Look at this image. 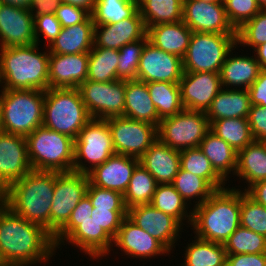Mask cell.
I'll return each instance as SVG.
<instances>
[{"instance_id":"5b68a950","label":"cell","mask_w":266,"mask_h":266,"mask_svg":"<svg viewBox=\"0 0 266 266\" xmlns=\"http://www.w3.org/2000/svg\"><path fill=\"white\" fill-rule=\"evenodd\" d=\"M1 131L26 137L43 125L45 91L1 89Z\"/></svg>"},{"instance_id":"c3c4849f","label":"cell","mask_w":266,"mask_h":266,"mask_svg":"<svg viewBox=\"0 0 266 266\" xmlns=\"http://www.w3.org/2000/svg\"><path fill=\"white\" fill-rule=\"evenodd\" d=\"M86 195L89 197L93 208L127 211L123 195L117 191L100 188L89 183Z\"/></svg>"},{"instance_id":"74e56055","label":"cell","mask_w":266,"mask_h":266,"mask_svg":"<svg viewBox=\"0 0 266 266\" xmlns=\"http://www.w3.org/2000/svg\"><path fill=\"white\" fill-rule=\"evenodd\" d=\"M119 50L93 47L89 52L87 80L111 82L117 79Z\"/></svg>"},{"instance_id":"7bdbcfd3","label":"cell","mask_w":266,"mask_h":266,"mask_svg":"<svg viewBox=\"0 0 266 266\" xmlns=\"http://www.w3.org/2000/svg\"><path fill=\"white\" fill-rule=\"evenodd\" d=\"M227 255L266 253V237L239 226L224 243Z\"/></svg>"},{"instance_id":"8d00e7d4","label":"cell","mask_w":266,"mask_h":266,"mask_svg":"<svg viewBox=\"0 0 266 266\" xmlns=\"http://www.w3.org/2000/svg\"><path fill=\"white\" fill-rule=\"evenodd\" d=\"M147 88L160 119L174 116L184 109L179 83L148 82Z\"/></svg>"},{"instance_id":"e0dca14e","label":"cell","mask_w":266,"mask_h":266,"mask_svg":"<svg viewBox=\"0 0 266 266\" xmlns=\"http://www.w3.org/2000/svg\"><path fill=\"white\" fill-rule=\"evenodd\" d=\"M182 21L192 32L236 34L223 3L183 0Z\"/></svg>"},{"instance_id":"2e32d148","label":"cell","mask_w":266,"mask_h":266,"mask_svg":"<svg viewBox=\"0 0 266 266\" xmlns=\"http://www.w3.org/2000/svg\"><path fill=\"white\" fill-rule=\"evenodd\" d=\"M127 217L161 242L169 251L175 248L179 232L183 229L174 217L156 209L151 204H141L127 209Z\"/></svg>"},{"instance_id":"1f68e13d","label":"cell","mask_w":266,"mask_h":266,"mask_svg":"<svg viewBox=\"0 0 266 266\" xmlns=\"http://www.w3.org/2000/svg\"><path fill=\"white\" fill-rule=\"evenodd\" d=\"M199 149L225 181H227L231 172L235 174L237 152L222 138L209 131L199 144Z\"/></svg>"},{"instance_id":"4fadbf2b","label":"cell","mask_w":266,"mask_h":266,"mask_svg":"<svg viewBox=\"0 0 266 266\" xmlns=\"http://www.w3.org/2000/svg\"><path fill=\"white\" fill-rule=\"evenodd\" d=\"M87 174L56 172L54 197L50 210V234L54 236L69 220L71 212L86 195Z\"/></svg>"},{"instance_id":"ab89813d","label":"cell","mask_w":266,"mask_h":266,"mask_svg":"<svg viewBox=\"0 0 266 266\" xmlns=\"http://www.w3.org/2000/svg\"><path fill=\"white\" fill-rule=\"evenodd\" d=\"M138 11V0H96L90 14L94 25H106L131 18Z\"/></svg>"},{"instance_id":"db71d44e","label":"cell","mask_w":266,"mask_h":266,"mask_svg":"<svg viewBox=\"0 0 266 266\" xmlns=\"http://www.w3.org/2000/svg\"><path fill=\"white\" fill-rule=\"evenodd\" d=\"M255 141L266 137V107L252 105L247 117Z\"/></svg>"},{"instance_id":"30bf717a","label":"cell","mask_w":266,"mask_h":266,"mask_svg":"<svg viewBox=\"0 0 266 266\" xmlns=\"http://www.w3.org/2000/svg\"><path fill=\"white\" fill-rule=\"evenodd\" d=\"M209 131L206 113L187 109L161 119L157 127L158 140L179 151L199 147Z\"/></svg>"},{"instance_id":"ee69618b","label":"cell","mask_w":266,"mask_h":266,"mask_svg":"<svg viewBox=\"0 0 266 266\" xmlns=\"http://www.w3.org/2000/svg\"><path fill=\"white\" fill-rule=\"evenodd\" d=\"M147 41L148 36L146 35L143 39L128 43L119 49L117 79L132 80L137 78L141 53Z\"/></svg>"},{"instance_id":"60d3db41","label":"cell","mask_w":266,"mask_h":266,"mask_svg":"<svg viewBox=\"0 0 266 266\" xmlns=\"http://www.w3.org/2000/svg\"><path fill=\"white\" fill-rule=\"evenodd\" d=\"M157 185L155 178L139 163L134 169L127 190L123 195L126 208L150 204Z\"/></svg>"},{"instance_id":"484cf974","label":"cell","mask_w":266,"mask_h":266,"mask_svg":"<svg viewBox=\"0 0 266 266\" xmlns=\"http://www.w3.org/2000/svg\"><path fill=\"white\" fill-rule=\"evenodd\" d=\"M236 47L237 45L228 53L224 64L221 66L219 72L221 84L226 89H231L234 86V89L238 87L239 89H248L262 69L254 56L231 55Z\"/></svg>"},{"instance_id":"f907efd6","label":"cell","mask_w":266,"mask_h":266,"mask_svg":"<svg viewBox=\"0 0 266 266\" xmlns=\"http://www.w3.org/2000/svg\"><path fill=\"white\" fill-rule=\"evenodd\" d=\"M127 211H109L103 208H93L91 218L114 239Z\"/></svg>"},{"instance_id":"277c9868","label":"cell","mask_w":266,"mask_h":266,"mask_svg":"<svg viewBox=\"0 0 266 266\" xmlns=\"http://www.w3.org/2000/svg\"><path fill=\"white\" fill-rule=\"evenodd\" d=\"M38 44L0 48V86L2 89H49V51ZM40 51V52H38ZM4 84V85H2Z\"/></svg>"},{"instance_id":"cb8c5ba5","label":"cell","mask_w":266,"mask_h":266,"mask_svg":"<svg viewBox=\"0 0 266 266\" xmlns=\"http://www.w3.org/2000/svg\"><path fill=\"white\" fill-rule=\"evenodd\" d=\"M139 163L155 178L158 184L173 183L180 169V151L157 139L139 158Z\"/></svg>"},{"instance_id":"ac0fdd59","label":"cell","mask_w":266,"mask_h":266,"mask_svg":"<svg viewBox=\"0 0 266 266\" xmlns=\"http://www.w3.org/2000/svg\"><path fill=\"white\" fill-rule=\"evenodd\" d=\"M179 87L184 109L206 112L222 84L219 73L183 72Z\"/></svg>"},{"instance_id":"9f6ffc18","label":"cell","mask_w":266,"mask_h":266,"mask_svg":"<svg viewBox=\"0 0 266 266\" xmlns=\"http://www.w3.org/2000/svg\"><path fill=\"white\" fill-rule=\"evenodd\" d=\"M252 105L266 107V71L262 70L257 79L248 88Z\"/></svg>"},{"instance_id":"5bb4252c","label":"cell","mask_w":266,"mask_h":266,"mask_svg":"<svg viewBox=\"0 0 266 266\" xmlns=\"http://www.w3.org/2000/svg\"><path fill=\"white\" fill-rule=\"evenodd\" d=\"M182 58L146 42L139 61L137 80L179 83L183 75Z\"/></svg>"},{"instance_id":"d4e9b609","label":"cell","mask_w":266,"mask_h":266,"mask_svg":"<svg viewBox=\"0 0 266 266\" xmlns=\"http://www.w3.org/2000/svg\"><path fill=\"white\" fill-rule=\"evenodd\" d=\"M64 240L93 259L109 255L113 247V239L92 218L78 221V226Z\"/></svg>"},{"instance_id":"3957f363","label":"cell","mask_w":266,"mask_h":266,"mask_svg":"<svg viewBox=\"0 0 266 266\" xmlns=\"http://www.w3.org/2000/svg\"><path fill=\"white\" fill-rule=\"evenodd\" d=\"M241 190H216L205 202L193 207L191 227L195 237L224 244L240 226Z\"/></svg>"},{"instance_id":"9a60e30c","label":"cell","mask_w":266,"mask_h":266,"mask_svg":"<svg viewBox=\"0 0 266 266\" xmlns=\"http://www.w3.org/2000/svg\"><path fill=\"white\" fill-rule=\"evenodd\" d=\"M31 170L26 138L0 131V194Z\"/></svg>"},{"instance_id":"8992f818","label":"cell","mask_w":266,"mask_h":266,"mask_svg":"<svg viewBox=\"0 0 266 266\" xmlns=\"http://www.w3.org/2000/svg\"><path fill=\"white\" fill-rule=\"evenodd\" d=\"M91 119L78 88H49L45 91L44 127L75 140Z\"/></svg>"},{"instance_id":"52a82bcc","label":"cell","mask_w":266,"mask_h":266,"mask_svg":"<svg viewBox=\"0 0 266 266\" xmlns=\"http://www.w3.org/2000/svg\"><path fill=\"white\" fill-rule=\"evenodd\" d=\"M25 138L32 170L73 171L74 139L43 125Z\"/></svg>"},{"instance_id":"11a10c76","label":"cell","mask_w":266,"mask_h":266,"mask_svg":"<svg viewBox=\"0 0 266 266\" xmlns=\"http://www.w3.org/2000/svg\"><path fill=\"white\" fill-rule=\"evenodd\" d=\"M226 266H266V253L227 255Z\"/></svg>"},{"instance_id":"e575fe53","label":"cell","mask_w":266,"mask_h":266,"mask_svg":"<svg viewBox=\"0 0 266 266\" xmlns=\"http://www.w3.org/2000/svg\"><path fill=\"white\" fill-rule=\"evenodd\" d=\"M210 131L227 142L236 152L254 141L247 118H224L212 121Z\"/></svg>"},{"instance_id":"f1b7e54d","label":"cell","mask_w":266,"mask_h":266,"mask_svg":"<svg viewBox=\"0 0 266 266\" xmlns=\"http://www.w3.org/2000/svg\"><path fill=\"white\" fill-rule=\"evenodd\" d=\"M123 117L144 121L158 127L161 119L150 97L147 83L137 79L126 80Z\"/></svg>"},{"instance_id":"44dd1931","label":"cell","mask_w":266,"mask_h":266,"mask_svg":"<svg viewBox=\"0 0 266 266\" xmlns=\"http://www.w3.org/2000/svg\"><path fill=\"white\" fill-rule=\"evenodd\" d=\"M114 246L128 255L127 257L154 258L170 254V251L157 239L133 223L127 216L113 239Z\"/></svg>"},{"instance_id":"7c38bea8","label":"cell","mask_w":266,"mask_h":266,"mask_svg":"<svg viewBox=\"0 0 266 266\" xmlns=\"http://www.w3.org/2000/svg\"><path fill=\"white\" fill-rule=\"evenodd\" d=\"M116 154L139 159L158 139L157 126L123 116L105 119Z\"/></svg>"},{"instance_id":"6125c7cd","label":"cell","mask_w":266,"mask_h":266,"mask_svg":"<svg viewBox=\"0 0 266 266\" xmlns=\"http://www.w3.org/2000/svg\"><path fill=\"white\" fill-rule=\"evenodd\" d=\"M31 1L32 0H0V3L28 9Z\"/></svg>"},{"instance_id":"8fae6325","label":"cell","mask_w":266,"mask_h":266,"mask_svg":"<svg viewBox=\"0 0 266 266\" xmlns=\"http://www.w3.org/2000/svg\"><path fill=\"white\" fill-rule=\"evenodd\" d=\"M126 80L94 82L86 80L79 87L82 101L93 119L124 116Z\"/></svg>"},{"instance_id":"680465c9","label":"cell","mask_w":266,"mask_h":266,"mask_svg":"<svg viewBox=\"0 0 266 266\" xmlns=\"http://www.w3.org/2000/svg\"><path fill=\"white\" fill-rule=\"evenodd\" d=\"M245 192L256 202L266 207V180L256 182Z\"/></svg>"},{"instance_id":"d590c367","label":"cell","mask_w":266,"mask_h":266,"mask_svg":"<svg viewBox=\"0 0 266 266\" xmlns=\"http://www.w3.org/2000/svg\"><path fill=\"white\" fill-rule=\"evenodd\" d=\"M150 204L165 214L174 217L181 225H185L184 220H187L189 225L191 224L192 210L188 213L189 206L187 202L177 192L172 183L158 184Z\"/></svg>"},{"instance_id":"6f0895ef","label":"cell","mask_w":266,"mask_h":266,"mask_svg":"<svg viewBox=\"0 0 266 266\" xmlns=\"http://www.w3.org/2000/svg\"><path fill=\"white\" fill-rule=\"evenodd\" d=\"M60 3V0H32L28 10L33 17L45 14H55Z\"/></svg>"},{"instance_id":"b9f144b4","label":"cell","mask_w":266,"mask_h":266,"mask_svg":"<svg viewBox=\"0 0 266 266\" xmlns=\"http://www.w3.org/2000/svg\"><path fill=\"white\" fill-rule=\"evenodd\" d=\"M172 184L186 202L196 198L194 207L205 202L216 191L204 178L181 168Z\"/></svg>"},{"instance_id":"e7e4bbea","label":"cell","mask_w":266,"mask_h":266,"mask_svg":"<svg viewBox=\"0 0 266 266\" xmlns=\"http://www.w3.org/2000/svg\"><path fill=\"white\" fill-rule=\"evenodd\" d=\"M197 1H204L209 3H223V0H197Z\"/></svg>"},{"instance_id":"ba28073f","label":"cell","mask_w":266,"mask_h":266,"mask_svg":"<svg viewBox=\"0 0 266 266\" xmlns=\"http://www.w3.org/2000/svg\"><path fill=\"white\" fill-rule=\"evenodd\" d=\"M236 45V34L193 32L182 58L183 71L219 73L228 53Z\"/></svg>"},{"instance_id":"836d02e7","label":"cell","mask_w":266,"mask_h":266,"mask_svg":"<svg viewBox=\"0 0 266 266\" xmlns=\"http://www.w3.org/2000/svg\"><path fill=\"white\" fill-rule=\"evenodd\" d=\"M194 239L185 247V260L181 266H226L227 253L224 244L198 237Z\"/></svg>"},{"instance_id":"f6af8a7d","label":"cell","mask_w":266,"mask_h":266,"mask_svg":"<svg viewBox=\"0 0 266 266\" xmlns=\"http://www.w3.org/2000/svg\"><path fill=\"white\" fill-rule=\"evenodd\" d=\"M240 226L266 237V207L241 191Z\"/></svg>"},{"instance_id":"681fc988","label":"cell","mask_w":266,"mask_h":266,"mask_svg":"<svg viewBox=\"0 0 266 266\" xmlns=\"http://www.w3.org/2000/svg\"><path fill=\"white\" fill-rule=\"evenodd\" d=\"M92 211V203L89 197L85 195L71 212L68 222L53 236L55 247L60 248L61 244L65 243L64 239L78 226V221L91 218Z\"/></svg>"},{"instance_id":"91938a15","label":"cell","mask_w":266,"mask_h":266,"mask_svg":"<svg viewBox=\"0 0 266 266\" xmlns=\"http://www.w3.org/2000/svg\"><path fill=\"white\" fill-rule=\"evenodd\" d=\"M60 2L82 7L91 13L96 0H60Z\"/></svg>"},{"instance_id":"6da1fadb","label":"cell","mask_w":266,"mask_h":266,"mask_svg":"<svg viewBox=\"0 0 266 266\" xmlns=\"http://www.w3.org/2000/svg\"><path fill=\"white\" fill-rule=\"evenodd\" d=\"M55 250L47 230L15 214L0 200V255L6 266L46 263Z\"/></svg>"},{"instance_id":"4dcf8cb0","label":"cell","mask_w":266,"mask_h":266,"mask_svg":"<svg viewBox=\"0 0 266 266\" xmlns=\"http://www.w3.org/2000/svg\"><path fill=\"white\" fill-rule=\"evenodd\" d=\"M247 184L246 191L256 182L266 180V149L261 141H253L237 152V167L235 174Z\"/></svg>"},{"instance_id":"83f0119b","label":"cell","mask_w":266,"mask_h":266,"mask_svg":"<svg viewBox=\"0 0 266 266\" xmlns=\"http://www.w3.org/2000/svg\"><path fill=\"white\" fill-rule=\"evenodd\" d=\"M192 30L183 22L162 23L147 28L148 41L160 50L183 58L192 36Z\"/></svg>"},{"instance_id":"d6986e66","label":"cell","mask_w":266,"mask_h":266,"mask_svg":"<svg viewBox=\"0 0 266 266\" xmlns=\"http://www.w3.org/2000/svg\"><path fill=\"white\" fill-rule=\"evenodd\" d=\"M34 43V17L30 11L0 3V48Z\"/></svg>"},{"instance_id":"f35d334b","label":"cell","mask_w":266,"mask_h":266,"mask_svg":"<svg viewBox=\"0 0 266 266\" xmlns=\"http://www.w3.org/2000/svg\"><path fill=\"white\" fill-rule=\"evenodd\" d=\"M180 168L204 178L215 190L226 188L225 180L215 171L199 147L180 151Z\"/></svg>"},{"instance_id":"94428289","label":"cell","mask_w":266,"mask_h":266,"mask_svg":"<svg viewBox=\"0 0 266 266\" xmlns=\"http://www.w3.org/2000/svg\"><path fill=\"white\" fill-rule=\"evenodd\" d=\"M254 55L260 63L261 69L266 71V43H263L254 49Z\"/></svg>"},{"instance_id":"9c48e42d","label":"cell","mask_w":266,"mask_h":266,"mask_svg":"<svg viewBox=\"0 0 266 266\" xmlns=\"http://www.w3.org/2000/svg\"><path fill=\"white\" fill-rule=\"evenodd\" d=\"M115 154L107 121L92 118L74 140L73 171L87 174Z\"/></svg>"},{"instance_id":"03108f58","label":"cell","mask_w":266,"mask_h":266,"mask_svg":"<svg viewBox=\"0 0 266 266\" xmlns=\"http://www.w3.org/2000/svg\"><path fill=\"white\" fill-rule=\"evenodd\" d=\"M0 266H6V264L4 263V261L1 258V255H0Z\"/></svg>"},{"instance_id":"be15d7a7","label":"cell","mask_w":266,"mask_h":266,"mask_svg":"<svg viewBox=\"0 0 266 266\" xmlns=\"http://www.w3.org/2000/svg\"><path fill=\"white\" fill-rule=\"evenodd\" d=\"M257 2L260 5L261 9H266V0H257Z\"/></svg>"},{"instance_id":"4316f807","label":"cell","mask_w":266,"mask_h":266,"mask_svg":"<svg viewBox=\"0 0 266 266\" xmlns=\"http://www.w3.org/2000/svg\"><path fill=\"white\" fill-rule=\"evenodd\" d=\"M94 22L91 15L82 23L61 28L60 34L47 47L50 54L89 53L93 48Z\"/></svg>"},{"instance_id":"bcb514c9","label":"cell","mask_w":266,"mask_h":266,"mask_svg":"<svg viewBox=\"0 0 266 266\" xmlns=\"http://www.w3.org/2000/svg\"><path fill=\"white\" fill-rule=\"evenodd\" d=\"M236 42L237 45L251 46L252 49L266 43V9H261L236 30Z\"/></svg>"},{"instance_id":"d6a6232c","label":"cell","mask_w":266,"mask_h":266,"mask_svg":"<svg viewBox=\"0 0 266 266\" xmlns=\"http://www.w3.org/2000/svg\"><path fill=\"white\" fill-rule=\"evenodd\" d=\"M138 9L147 29L182 21L183 0H138Z\"/></svg>"},{"instance_id":"603a6c76","label":"cell","mask_w":266,"mask_h":266,"mask_svg":"<svg viewBox=\"0 0 266 266\" xmlns=\"http://www.w3.org/2000/svg\"><path fill=\"white\" fill-rule=\"evenodd\" d=\"M146 34V26L138 11L133 17L114 24L95 25L93 47L119 50L128 43L143 39Z\"/></svg>"},{"instance_id":"ffe728a7","label":"cell","mask_w":266,"mask_h":266,"mask_svg":"<svg viewBox=\"0 0 266 266\" xmlns=\"http://www.w3.org/2000/svg\"><path fill=\"white\" fill-rule=\"evenodd\" d=\"M139 159L115 154L87 173L89 183L124 195Z\"/></svg>"},{"instance_id":"003e7915","label":"cell","mask_w":266,"mask_h":266,"mask_svg":"<svg viewBox=\"0 0 266 266\" xmlns=\"http://www.w3.org/2000/svg\"><path fill=\"white\" fill-rule=\"evenodd\" d=\"M262 144L264 145L265 149H266V137L264 139L261 140Z\"/></svg>"},{"instance_id":"f546056e","label":"cell","mask_w":266,"mask_h":266,"mask_svg":"<svg viewBox=\"0 0 266 266\" xmlns=\"http://www.w3.org/2000/svg\"><path fill=\"white\" fill-rule=\"evenodd\" d=\"M251 106L248 89L222 88L205 113L209 123L224 118H247Z\"/></svg>"},{"instance_id":"7dc6e473","label":"cell","mask_w":266,"mask_h":266,"mask_svg":"<svg viewBox=\"0 0 266 266\" xmlns=\"http://www.w3.org/2000/svg\"><path fill=\"white\" fill-rule=\"evenodd\" d=\"M227 18L237 30L261 10L257 0H223Z\"/></svg>"},{"instance_id":"7a4b0ae2","label":"cell","mask_w":266,"mask_h":266,"mask_svg":"<svg viewBox=\"0 0 266 266\" xmlns=\"http://www.w3.org/2000/svg\"><path fill=\"white\" fill-rule=\"evenodd\" d=\"M55 181V171L31 170L0 194V200L15 214L42 226L50 233Z\"/></svg>"},{"instance_id":"f5cc1de1","label":"cell","mask_w":266,"mask_h":266,"mask_svg":"<svg viewBox=\"0 0 266 266\" xmlns=\"http://www.w3.org/2000/svg\"><path fill=\"white\" fill-rule=\"evenodd\" d=\"M55 15L61 23V27L63 28L82 23L91 14L89 11L82 7L61 2L55 12Z\"/></svg>"},{"instance_id":"816d5d0a","label":"cell","mask_w":266,"mask_h":266,"mask_svg":"<svg viewBox=\"0 0 266 266\" xmlns=\"http://www.w3.org/2000/svg\"><path fill=\"white\" fill-rule=\"evenodd\" d=\"M61 28V23L56 18L55 14H45L34 17L36 44L39 45V42H41L39 37L43 36L49 45L60 34Z\"/></svg>"},{"instance_id":"7402d4cb","label":"cell","mask_w":266,"mask_h":266,"mask_svg":"<svg viewBox=\"0 0 266 266\" xmlns=\"http://www.w3.org/2000/svg\"><path fill=\"white\" fill-rule=\"evenodd\" d=\"M89 53L49 54V88H78L87 80Z\"/></svg>"}]
</instances>
